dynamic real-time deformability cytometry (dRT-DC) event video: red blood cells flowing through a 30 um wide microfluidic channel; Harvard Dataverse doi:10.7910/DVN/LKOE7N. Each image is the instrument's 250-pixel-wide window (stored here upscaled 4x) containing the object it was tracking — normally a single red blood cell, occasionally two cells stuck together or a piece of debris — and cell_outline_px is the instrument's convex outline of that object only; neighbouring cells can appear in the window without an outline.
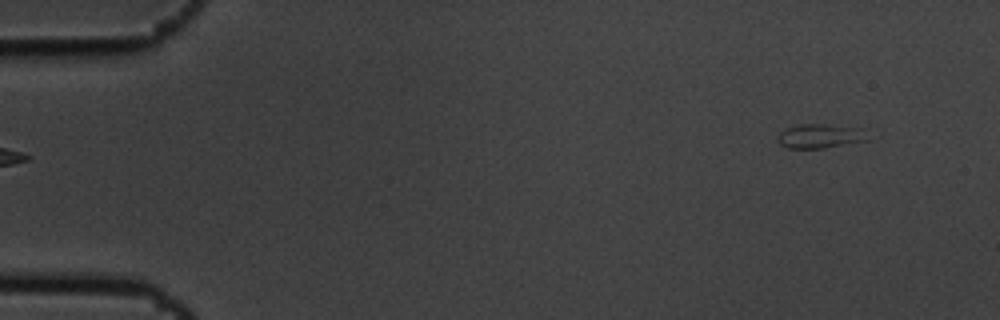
{"species": "common noctule bat (a hibernating species)", "species_latin": "Nyctalus noctula", "temperature_condition": "cold", "stored_images_in_passage": 5, "camera_frame_rate_fps": 3000, "um_per_image_px": 0.085, "animal": {"sex": "male", "body_mass_g": 19.5, "forearm_length_mm": 54.6}, "frame": {"image": 1, "passage_image": 5, "time_ms": 1.333, "image_size_px": [1000, 320], "cell_outline_px": [[872, 140], [824, 148], [788, 148], [780, 144], [776, 140], [776, 136], [780, 132], [788, 128], [800, 124], [824, 124], [864, 128], [872, 136]], "centroid_in_image_um": [69.81, 11.57], "position_along_channel_um": 15.2, "area_um2": 13.12}}